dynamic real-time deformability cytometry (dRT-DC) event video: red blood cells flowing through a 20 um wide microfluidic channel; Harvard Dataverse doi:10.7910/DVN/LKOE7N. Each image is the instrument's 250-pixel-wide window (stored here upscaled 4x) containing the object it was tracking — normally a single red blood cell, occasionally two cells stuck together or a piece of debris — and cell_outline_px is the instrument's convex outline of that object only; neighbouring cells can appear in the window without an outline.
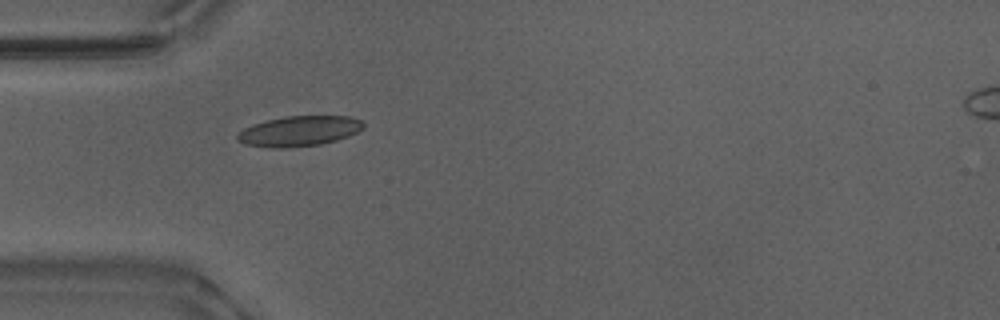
{"species": "Egyptian fruit bat (a non-hibernating species)", "species_latin": "Rousettus aegyptiacus", "temperature_condition": "warm", "stored_images_in_passage": 5, "camera_frame_rate_fps": 3000, "um_per_image_px": 0.085, "animal": {"sex": "male"}, "frame": {"image": 1, "passage_image": 2, "time_ms": 0.333, "image_size_px": [1000, 320], "cell_outline_px": [[364, 128], [348, 136], [336, 140], [320, 144], [284, 148], [272, 148], [244, 144], [236, 140], [236, 136], [244, 128], [252, 124], [284, 116], [348, 116], [360, 120], [364, 124]], "centroid_in_image_um": [25.4, 11.14], "position_along_channel_um": 59.6, "area_um2": 22.14}}